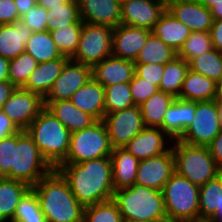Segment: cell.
Returning <instances> with one entry per match:
<instances>
[{
	"label": "cell",
	"mask_w": 222,
	"mask_h": 222,
	"mask_svg": "<svg viewBox=\"0 0 222 222\" xmlns=\"http://www.w3.org/2000/svg\"><path fill=\"white\" fill-rule=\"evenodd\" d=\"M56 169L84 207L113 199L111 156L82 163H61Z\"/></svg>",
	"instance_id": "cell-1"
},
{
	"label": "cell",
	"mask_w": 222,
	"mask_h": 222,
	"mask_svg": "<svg viewBox=\"0 0 222 222\" xmlns=\"http://www.w3.org/2000/svg\"><path fill=\"white\" fill-rule=\"evenodd\" d=\"M47 222H83L84 206L55 168L31 187Z\"/></svg>",
	"instance_id": "cell-2"
},
{
	"label": "cell",
	"mask_w": 222,
	"mask_h": 222,
	"mask_svg": "<svg viewBox=\"0 0 222 222\" xmlns=\"http://www.w3.org/2000/svg\"><path fill=\"white\" fill-rule=\"evenodd\" d=\"M113 200L123 221L168 222L163 195L159 190L133 184L129 188L115 190Z\"/></svg>",
	"instance_id": "cell-3"
},
{
	"label": "cell",
	"mask_w": 222,
	"mask_h": 222,
	"mask_svg": "<svg viewBox=\"0 0 222 222\" xmlns=\"http://www.w3.org/2000/svg\"><path fill=\"white\" fill-rule=\"evenodd\" d=\"M26 132L54 169L66 159L71 132L47 108L38 114Z\"/></svg>",
	"instance_id": "cell-4"
},
{
	"label": "cell",
	"mask_w": 222,
	"mask_h": 222,
	"mask_svg": "<svg viewBox=\"0 0 222 222\" xmlns=\"http://www.w3.org/2000/svg\"><path fill=\"white\" fill-rule=\"evenodd\" d=\"M161 192L168 222H195L199 220L198 186L174 172Z\"/></svg>",
	"instance_id": "cell-5"
},
{
	"label": "cell",
	"mask_w": 222,
	"mask_h": 222,
	"mask_svg": "<svg viewBox=\"0 0 222 222\" xmlns=\"http://www.w3.org/2000/svg\"><path fill=\"white\" fill-rule=\"evenodd\" d=\"M175 172L201 187L222 171L217 167L208 146H192L173 140Z\"/></svg>",
	"instance_id": "cell-6"
},
{
	"label": "cell",
	"mask_w": 222,
	"mask_h": 222,
	"mask_svg": "<svg viewBox=\"0 0 222 222\" xmlns=\"http://www.w3.org/2000/svg\"><path fill=\"white\" fill-rule=\"evenodd\" d=\"M53 169L26 130L13 134L11 179L25 182L32 187Z\"/></svg>",
	"instance_id": "cell-7"
},
{
	"label": "cell",
	"mask_w": 222,
	"mask_h": 222,
	"mask_svg": "<svg viewBox=\"0 0 222 222\" xmlns=\"http://www.w3.org/2000/svg\"><path fill=\"white\" fill-rule=\"evenodd\" d=\"M112 146L103 120L85 129L71 132L69 150L62 163H82L111 156Z\"/></svg>",
	"instance_id": "cell-8"
},
{
	"label": "cell",
	"mask_w": 222,
	"mask_h": 222,
	"mask_svg": "<svg viewBox=\"0 0 222 222\" xmlns=\"http://www.w3.org/2000/svg\"><path fill=\"white\" fill-rule=\"evenodd\" d=\"M113 28L84 23L73 61L93 67L112 55Z\"/></svg>",
	"instance_id": "cell-9"
},
{
	"label": "cell",
	"mask_w": 222,
	"mask_h": 222,
	"mask_svg": "<svg viewBox=\"0 0 222 222\" xmlns=\"http://www.w3.org/2000/svg\"><path fill=\"white\" fill-rule=\"evenodd\" d=\"M220 130L217 101L196 102L192 123L178 140L192 146H208Z\"/></svg>",
	"instance_id": "cell-10"
},
{
	"label": "cell",
	"mask_w": 222,
	"mask_h": 222,
	"mask_svg": "<svg viewBox=\"0 0 222 222\" xmlns=\"http://www.w3.org/2000/svg\"><path fill=\"white\" fill-rule=\"evenodd\" d=\"M102 120L113 149L123 148L145 128L140 106L136 105L113 113H105Z\"/></svg>",
	"instance_id": "cell-11"
},
{
	"label": "cell",
	"mask_w": 222,
	"mask_h": 222,
	"mask_svg": "<svg viewBox=\"0 0 222 222\" xmlns=\"http://www.w3.org/2000/svg\"><path fill=\"white\" fill-rule=\"evenodd\" d=\"M44 108V98L41 95L17 87L1 110L19 130H26Z\"/></svg>",
	"instance_id": "cell-12"
},
{
	"label": "cell",
	"mask_w": 222,
	"mask_h": 222,
	"mask_svg": "<svg viewBox=\"0 0 222 222\" xmlns=\"http://www.w3.org/2000/svg\"><path fill=\"white\" fill-rule=\"evenodd\" d=\"M174 172L175 157L170 148L161 155L140 161L135 184L161 191Z\"/></svg>",
	"instance_id": "cell-13"
},
{
	"label": "cell",
	"mask_w": 222,
	"mask_h": 222,
	"mask_svg": "<svg viewBox=\"0 0 222 222\" xmlns=\"http://www.w3.org/2000/svg\"><path fill=\"white\" fill-rule=\"evenodd\" d=\"M91 77V67L69 59L44 100H69Z\"/></svg>",
	"instance_id": "cell-14"
},
{
	"label": "cell",
	"mask_w": 222,
	"mask_h": 222,
	"mask_svg": "<svg viewBox=\"0 0 222 222\" xmlns=\"http://www.w3.org/2000/svg\"><path fill=\"white\" fill-rule=\"evenodd\" d=\"M121 24L152 30L166 5L156 0H130L121 4Z\"/></svg>",
	"instance_id": "cell-15"
},
{
	"label": "cell",
	"mask_w": 222,
	"mask_h": 222,
	"mask_svg": "<svg viewBox=\"0 0 222 222\" xmlns=\"http://www.w3.org/2000/svg\"><path fill=\"white\" fill-rule=\"evenodd\" d=\"M172 141L173 139L161 128L145 127L123 148L134 155L138 160L142 161L167 152L172 146Z\"/></svg>",
	"instance_id": "cell-16"
},
{
	"label": "cell",
	"mask_w": 222,
	"mask_h": 222,
	"mask_svg": "<svg viewBox=\"0 0 222 222\" xmlns=\"http://www.w3.org/2000/svg\"><path fill=\"white\" fill-rule=\"evenodd\" d=\"M151 30L120 24L113 29L112 56L135 61Z\"/></svg>",
	"instance_id": "cell-17"
},
{
	"label": "cell",
	"mask_w": 222,
	"mask_h": 222,
	"mask_svg": "<svg viewBox=\"0 0 222 222\" xmlns=\"http://www.w3.org/2000/svg\"><path fill=\"white\" fill-rule=\"evenodd\" d=\"M84 23L115 28L121 24V4L117 0H77Z\"/></svg>",
	"instance_id": "cell-18"
},
{
	"label": "cell",
	"mask_w": 222,
	"mask_h": 222,
	"mask_svg": "<svg viewBox=\"0 0 222 222\" xmlns=\"http://www.w3.org/2000/svg\"><path fill=\"white\" fill-rule=\"evenodd\" d=\"M166 9L192 32H210L213 25L210 9L196 2L169 1Z\"/></svg>",
	"instance_id": "cell-19"
},
{
	"label": "cell",
	"mask_w": 222,
	"mask_h": 222,
	"mask_svg": "<svg viewBox=\"0 0 222 222\" xmlns=\"http://www.w3.org/2000/svg\"><path fill=\"white\" fill-rule=\"evenodd\" d=\"M135 74V63L109 56L91 68L92 78L103 87L130 82Z\"/></svg>",
	"instance_id": "cell-20"
},
{
	"label": "cell",
	"mask_w": 222,
	"mask_h": 222,
	"mask_svg": "<svg viewBox=\"0 0 222 222\" xmlns=\"http://www.w3.org/2000/svg\"><path fill=\"white\" fill-rule=\"evenodd\" d=\"M69 100L78 109L93 116L96 120H102L105 116L104 87L92 77Z\"/></svg>",
	"instance_id": "cell-21"
},
{
	"label": "cell",
	"mask_w": 222,
	"mask_h": 222,
	"mask_svg": "<svg viewBox=\"0 0 222 222\" xmlns=\"http://www.w3.org/2000/svg\"><path fill=\"white\" fill-rule=\"evenodd\" d=\"M196 102L175 98L167 108L163 119V131L173 140H178L192 123Z\"/></svg>",
	"instance_id": "cell-22"
},
{
	"label": "cell",
	"mask_w": 222,
	"mask_h": 222,
	"mask_svg": "<svg viewBox=\"0 0 222 222\" xmlns=\"http://www.w3.org/2000/svg\"><path fill=\"white\" fill-rule=\"evenodd\" d=\"M68 60L69 58L62 56L38 63V66L30 74L29 79L22 88L45 98Z\"/></svg>",
	"instance_id": "cell-23"
},
{
	"label": "cell",
	"mask_w": 222,
	"mask_h": 222,
	"mask_svg": "<svg viewBox=\"0 0 222 222\" xmlns=\"http://www.w3.org/2000/svg\"><path fill=\"white\" fill-rule=\"evenodd\" d=\"M199 220L222 222V172L199 187Z\"/></svg>",
	"instance_id": "cell-24"
},
{
	"label": "cell",
	"mask_w": 222,
	"mask_h": 222,
	"mask_svg": "<svg viewBox=\"0 0 222 222\" xmlns=\"http://www.w3.org/2000/svg\"><path fill=\"white\" fill-rule=\"evenodd\" d=\"M44 104L70 132L85 129L97 121L78 109L70 100H44Z\"/></svg>",
	"instance_id": "cell-25"
},
{
	"label": "cell",
	"mask_w": 222,
	"mask_h": 222,
	"mask_svg": "<svg viewBox=\"0 0 222 222\" xmlns=\"http://www.w3.org/2000/svg\"><path fill=\"white\" fill-rule=\"evenodd\" d=\"M32 31L22 21L14 24H0V55L5 59H15L25 51Z\"/></svg>",
	"instance_id": "cell-26"
},
{
	"label": "cell",
	"mask_w": 222,
	"mask_h": 222,
	"mask_svg": "<svg viewBox=\"0 0 222 222\" xmlns=\"http://www.w3.org/2000/svg\"><path fill=\"white\" fill-rule=\"evenodd\" d=\"M111 160L115 190L129 188L135 184L140 160L125 148H114L111 153Z\"/></svg>",
	"instance_id": "cell-27"
},
{
	"label": "cell",
	"mask_w": 222,
	"mask_h": 222,
	"mask_svg": "<svg viewBox=\"0 0 222 222\" xmlns=\"http://www.w3.org/2000/svg\"><path fill=\"white\" fill-rule=\"evenodd\" d=\"M151 32L178 53L192 31L166 9Z\"/></svg>",
	"instance_id": "cell-28"
},
{
	"label": "cell",
	"mask_w": 222,
	"mask_h": 222,
	"mask_svg": "<svg viewBox=\"0 0 222 222\" xmlns=\"http://www.w3.org/2000/svg\"><path fill=\"white\" fill-rule=\"evenodd\" d=\"M30 188L25 182L0 177V222H12L19 200Z\"/></svg>",
	"instance_id": "cell-29"
},
{
	"label": "cell",
	"mask_w": 222,
	"mask_h": 222,
	"mask_svg": "<svg viewBox=\"0 0 222 222\" xmlns=\"http://www.w3.org/2000/svg\"><path fill=\"white\" fill-rule=\"evenodd\" d=\"M179 99L186 101H211L216 99V82L204 75L188 71Z\"/></svg>",
	"instance_id": "cell-30"
},
{
	"label": "cell",
	"mask_w": 222,
	"mask_h": 222,
	"mask_svg": "<svg viewBox=\"0 0 222 222\" xmlns=\"http://www.w3.org/2000/svg\"><path fill=\"white\" fill-rule=\"evenodd\" d=\"M189 63L178 55L164 65L159 90L178 98L183 81L189 71Z\"/></svg>",
	"instance_id": "cell-31"
},
{
	"label": "cell",
	"mask_w": 222,
	"mask_h": 222,
	"mask_svg": "<svg viewBox=\"0 0 222 222\" xmlns=\"http://www.w3.org/2000/svg\"><path fill=\"white\" fill-rule=\"evenodd\" d=\"M174 100L171 94L159 90L140 105L145 127H159L163 130L165 112Z\"/></svg>",
	"instance_id": "cell-32"
},
{
	"label": "cell",
	"mask_w": 222,
	"mask_h": 222,
	"mask_svg": "<svg viewBox=\"0 0 222 222\" xmlns=\"http://www.w3.org/2000/svg\"><path fill=\"white\" fill-rule=\"evenodd\" d=\"M25 52L29 53L38 63L63 56L54 43L51 33L47 30L32 32L26 43Z\"/></svg>",
	"instance_id": "cell-33"
},
{
	"label": "cell",
	"mask_w": 222,
	"mask_h": 222,
	"mask_svg": "<svg viewBox=\"0 0 222 222\" xmlns=\"http://www.w3.org/2000/svg\"><path fill=\"white\" fill-rule=\"evenodd\" d=\"M175 56L177 52L151 32L134 63L165 65Z\"/></svg>",
	"instance_id": "cell-34"
},
{
	"label": "cell",
	"mask_w": 222,
	"mask_h": 222,
	"mask_svg": "<svg viewBox=\"0 0 222 222\" xmlns=\"http://www.w3.org/2000/svg\"><path fill=\"white\" fill-rule=\"evenodd\" d=\"M188 63L191 71L204 75L215 82L222 76V52L215 48L191 59Z\"/></svg>",
	"instance_id": "cell-35"
},
{
	"label": "cell",
	"mask_w": 222,
	"mask_h": 222,
	"mask_svg": "<svg viewBox=\"0 0 222 222\" xmlns=\"http://www.w3.org/2000/svg\"><path fill=\"white\" fill-rule=\"evenodd\" d=\"M47 31H55L75 22H83L79 14L77 0H68L65 4L47 10Z\"/></svg>",
	"instance_id": "cell-36"
},
{
	"label": "cell",
	"mask_w": 222,
	"mask_h": 222,
	"mask_svg": "<svg viewBox=\"0 0 222 222\" xmlns=\"http://www.w3.org/2000/svg\"><path fill=\"white\" fill-rule=\"evenodd\" d=\"M82 27L83 22H75L55 31H50L54 43L63 56L71 59L75 55Z\"/></svg>",
	"instance_id": "cell-37"
},
{
	"label": "cell",
	"mask_w": 222,
	"mask_h": 222,
	"mask_svg": "<svg viewBox=\"0 0 222 222\" xmlns=\"http://www.w3.org/2000/svg\"><path fill=\"white\" fill-rule=\"evenodd\" d=\"M104 92L105 113H113L135 105L131 96L130 82L106 86Z\"/></svg>",
	"instance_id": "cell-38"
},
{
	"label": "cell",
	"mask_w": 222,
	"mask_h": 222,
	"mask_svg": "<svg viewBox=\"0 0 222 222\" xmlns=\"http://www.w3.org/2000/svg\"><path fill=\"white\" fill-rule=\"evenodd\" d=\"M12 222H47L32 188L19 200Z\"/></svg>",
	"instance_id": "cell-39"
},
{
	"label": "cell",
	"mask_w": 222,
	"mask_h": 222,
	"mask_svg": "<svg viewBox=\"0 0 222 222\" xmlns=\"http://www.w3.org/2000/svg\"><path fill=\"white\" fill-rule=\"evenodd\" d=\"M83 222H124L113 199L86 206Z\"/></svg>",
	"instance_id": "cell-40"
},
{
	"label": "cell",
	"mask_w": 222,
	"mask_h": 222,
	"mask_svg": "<svg viewBox=\"0 0 222 222\" xmlns=\"http://www.w3.org/2000/svg\"><path fill=\"white\" fill-rule=\"evenodd\" d=\"M37 66V60L24 51L15 59L9 60L8 79L16 88L23 87Z\"/></svg>",
	"instance_id": "cell-41"
},
{
	"label": "cell",
	"mask_w": 222,
	"mask_h": 222,
	"mask_svg": "<svg viewBox=\"0 0 222 222\" xmlns=\"http://www.w3.org/2000/svg\"><path fill=\"white\" fill-rule=\"evenodd\" d=\"M213 49L210 32H191L177 55L186 62Z\"/></svg>",
	"instance_id": "cell-42"
},
{
	"label": "cell",
	"mask_w": 222,
	"mask_h": 222,
	"mask_svg": "<svg viewBox=\"0 0 222 222\" xmlns=\"http://www.w3.org/2000/svg\"><path fill=\"white\" fill-rule=\"evenodd\" d=\"M131 96L136 106L142 105L153 94L159 91V86L138 77L134 74L130 81Z\"/></svg>",
	"instance_id": "cell-43"
},
{
	"label": "cell",
	"mask_w": 222,
	"mask_h": 222,
	"mask_svg": "<svg viewBox=\"0 0 222 222\" xmlns=\"http://www.w3.org/2000/svg\"><path fill=\"white\" fill-rule=\"evenodd\" d=\"M20 21L25 23L32 32L45 31L47 30L48 21L47 10L37 4L24 13Z\"/></svg>",
	"instance_id": "cell-44"
},
{
	"label": "cell",
	"mask_w": 222,
	"mask_h": 222,
	"mask_svg": "<svg viewBox=\"0 0 222 222\" xmlns=\"http://www.w3.org/2000/svg\"><path fill=\"white\" fill-rule=\"evenodd\" d=\"M13 165V135L0 140V177L11 179Z\"/></svg>",
	"instance_id": "cell-45"
},
{
	"label": "cell",
	"mask_w": 222,
	"mask_h": 222,
	"mask_svg": "<svg viewBox=\"0 0 222 222\" xmlns=\"http://www.w3.org/2000/svg\"><path fill=\"white\" fill-rule=\"evenodd\" d=\"M164 72V65L135 63V74L148 82L159 86Z\"/></svg>",
	"instance_id": "cell-46"
},
{
	"label": "cell",
	"mask_w": 222,
	"mask_h": 222,
	"mask_svg": "<svg viewBox=\"0 0 222 222\" xmlns=\"http://www.w3.org/2000/svg\"><path fill=\"white\" fill-rule=\"evenodd\" d=\"M21 19L14 0L0 2V24H14Z\"/></svg>",
	"instance_id": "cell-47"
},
{
	"label": "cell",
	"mask_w": 222,
	"mask_h": 222,
	"mask_svg": "<svg viewBox=\"0 0 222 222\" xmlns=\"http://www.w3.org/2000/svg\"><path fill=\"white\" fill-rule=\"evenodd\" d=\"M208 148L217 167L222 171V129L208 145Z\"/></svg>",
	"instance_id": "cell-48"
},
{
	"label": "cell",
	"mask_w": 222,
	"mask_h": 222,
	"mask_svg": "<svg viewBox=\"0 0 222 222\" xmlns=\"http://www.w3.org/2000/svg\"><path fill=\"white\" fill-rule=\"evenodd\" d=\"M20 130L15 126L11 119L0 110V140L9 137Z\"/></svg>",
	"instance_id": "cell-49"
},
{
	"label": "cell",
	"mask_w": 222,
	"mask_h": 222,
	"mask_svg": "<svg viewBox=\"0 0 222 222\" xmlns=\"http://www.w3.org/2000/svg\"><path fill=\"white\" fill-rule=\"evenodd\" d=\"M210 35L213 48L222 52V20H213Z\"/></svg>",
	"instance_id": "cell-50"
},
{
	"label": "cell",
	"mask_w": 222,
	"mask_h": 222,
	"mask_svg": "<svg viewBox=\"0 0 222 222\" xmlns=\"http://www.w3.org/2000/svg\"><path fill=\"white\" fill-rule=\"evenodd\" d=\"M15 88L16 87L10 81L0 82V110Z\"/></svg>",
	"instance_id": "cell-51"
},
{
	"label": "cell",
	"mask_w": 222,
	"mask_h": 222,
	"mask_svg": "<svg viewBox=\"0 0 222 222\" xmlns=\"http://www.w3.org/2000/svg\"><path fill=\"white\" fill-rule=\"evenodd\" d=\"M20 17L29 9L37 5V0H14Z\"/></svg>",
	"instance_id": "cell-52"
},
{
	"label": "cell",
	"mask_w": 222,
	"mask_h": 222,
	"mask_svg": "<svg viewBox=\"0 0 222 222\" xmlns=\"http://www.w3.org/2000/svg\"><path fill=\"white\" fill-rule=\"evenodd\" d=\"M9 60L0 55V82L9 81Z\"/></svg>",
	"instance_id": "cell-53"
},
{
	"label": "cell",
	"mask_w": 222,
	"mask_h": 222,
	"mask_svg": "<svg viewBox=\"0 0 222 222\" xmlns=\"http://www.w3.org/2000/svg\"><path fill=\"white\" fill-rule=\"evenodd\" d=\"M68 0H37V4L44 7L46 10L65 4Z\"/></svg>",
	"instance_id": "cell-54"
},
{
	"label": "cell",
	"mask_w": 222,
	"mask_h": 222,
	"mask_svg": "<svg viewBox=\"0 0 222 222\" xmlns=\"http://www.w3.org/2000/svg\"><path fill=\"white\" fill-rule=\"evenodd\" d=\"M213 20H222V1L214 4L210 8Z\"/></svg>",
	"instance_id": "cell-55"
},
{
	"label": "cell",
	"mask_w": 222,
	"mask_h": 222,
	"mask_svg": "<svg viewBox=\"0 0 222 222\" xmlns=\"http://www.w3.org/2000/svg\"><path fill=\"white\" fill-rule=\"evenodd\" d=\"M216 101H222V76L216 82Z\"/></svg>",
	"instance_id": "cell-56"
},
{
	"label": "cell",
	"mask_w": 222,
	"mask_h": 222,
	"mask_svg": "<svg viewBox=\"0 0 222 222\" xmlns=\"http://www.w3.org/2000/svg\"><path fill=\"white\" fill-rule=\"evenodd\" d=\"M222 0H200L199 2L210 9L214 4L221 2Z\"/></svg>",
	"instance_id": "cell-57"
},
{
	"label": "cell",
	"mask_w": 222,
	"mask_h": 222,
	"mask_svg": "<svg viewBox=\"0 0 222 222\" xmlns=\"http://www.w3.org/2000/svg\"><path fill=\"white\" fill-rule=\"evenodd\" d=\"M217 111H218L220 126L222 129V101H217Z\"/></svg>",
	"instance_id": "cell-58"
},
{
	"label": "cell",
	"mask_w": 222,
	"mask_h": 222,
	"mask_svg": "<svg viewBox=\"0 0 222 222\" xmlns=\"http://www.w3.org/2000/svg\"><path fill=\"white\" fill-rule=\"evenodd\" d=\"M169 1H179V2H196L200 0H169Z\"/></svg>",
	"instance_id": "cell-59"
},
{
	"label": "cell",
	"mask_w": 222,
	"mask_h": 222,
	"mask_svg": "<svg viewBox=\"0 0 222 222\" xmlns=\"http://www.w3.org/2000/svg\"><path fill=\"white\" fill-rule=\"evenodd\" d=\"M156 1H159V2H161V3H164L166 6H167V4H168V2H169V0H156Z\"/></svg>",
	"instance_id": "cell-60"
},
{
	"label": "cell",
	"mask_w": 222,
	"mask_h": 222,
	"mask_svg": "<svg viewBox=\"0 0 222 222\" xmlns=\"http://www.w3.org/2000/svg\"><path fill=\"white\" fill-rule=\"evenodd\" d=\"M124 222H151V221H139V220H131V221H124Z\"/></svg>",
	"instance_id": "cell-61"
},
{
	"label": "cell",
	"mask_w": 222,
	"mask_h": 222,
	"mask_svg": "<svg viewBox=\"0 0 222 222\" xmlns=\"http://www.w3.org/2000/svg\"><path fill=\"white\" fill-rule=\"evenodd\" d=\"M120 4L124 3V2H127V1H130V0H117Z\"/></svg>",
	"instance_id": "cell-62"
},
{
	"label": "cell",
	"mask_w": 222,
	"mask_h": 222,
	"mask_svg": "<svg viewBox=\"0 0 222 222\" xmlns=\"http://www.w3.org/2000/svg\"><path fill=\"white\" fill-rule=\"evenodd\" d=\"M195 222H210L209 220H197Z\"/></svg>",
	"instance_id": "cell-63"
}]
</instances>
